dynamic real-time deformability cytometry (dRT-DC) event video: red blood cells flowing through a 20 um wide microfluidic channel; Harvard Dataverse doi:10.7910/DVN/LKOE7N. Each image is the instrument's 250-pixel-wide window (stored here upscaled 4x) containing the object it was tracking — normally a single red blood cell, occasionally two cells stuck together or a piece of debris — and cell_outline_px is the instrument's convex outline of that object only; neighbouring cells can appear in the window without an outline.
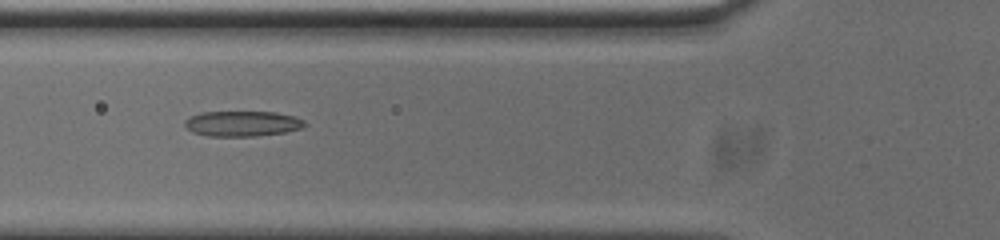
{"species": "common noctule bat (a hibernating species)", "species_latin": "Nyctalus noctula", "temperature_condition": "cold", "stored_images_in_passage": 46, "camera_frame_rate_fps": 3000, "um_per_image_px": 0.085, "animal": {"sex": "male", "body_mass_g": 20.0, "forearm_length_mm": 53.3}, "frame": {"image": 1, "passage_image": 11, "time_ms": 3.333, "image_size_px": [1000, 240], "cell_outline_px": [[308, 124], [304, 128], [284, 132], [256, 136], [208, 136], [192, 132], [184, 124], [184, 120], [188, 116], [200, 112], [276, 112], [292, 116], [304, 120]], "centroid_in_image_um": [20.59, 10.5], "position_along_channel_um": 105.2, "area_um2": 17.86}}
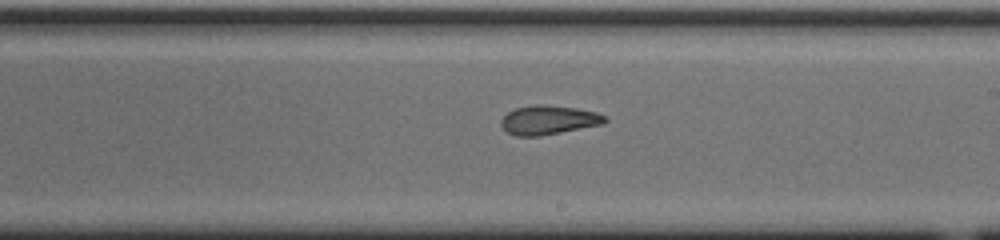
{"frame": {"image": 2, "passage_image": 22, "time_ms": 7.0, "image_size_px": [1000, 240], "cell_outline_px": [[608, 120], [604, 124], [540, 136], [516, 136], [508, 132], [500, 124], [500, 120], [508, 112], [516, 108], [536, 104], [540, 104], [576, 108], [596, 112], [604, 116]], "centroid_in_image_um": [46.63, 10.2], "position_along_channel_um": 242.4, "area_um2": 17.51}}
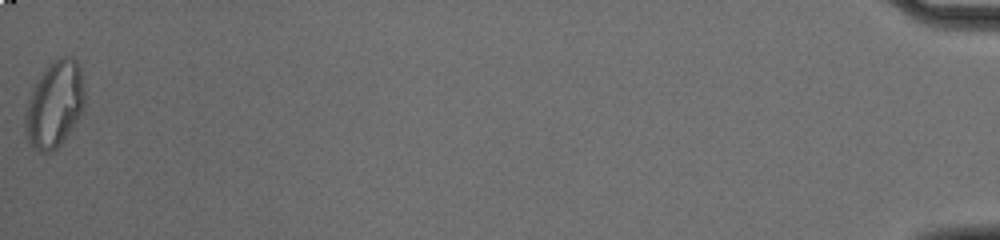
{"frame": {"image": 3, "passage_image": 46, "time_ms": 15.0, "image_size_px": [1000, 240], "cell_outline_px": [[84, 108], [80, 116], [72, 128], [60, 144], [52, 152], [40, 152], [32, 148], [28, 144], [24, 132], [24, 112], [32, 88], [36, 80], [48, 64], [60, 56], [72, 56], [76, 60], [80, 68], [84, 88]], "centroid_in_image_um": [4.6, 8.88], "position_along_channel_um": 430.6, "area_um2": 30.4}, "authors_computed_cell_mechanics": {"area_um2": 18.5827, "velocity_mm_per_s": 3.7469, "shape_relaxation_time_tau1_ms": null, "shape_relaxation_time_tau2_ms": 2.829, "deformation_change_tau1": null, "deformation_change_tau2": 0.0761}}